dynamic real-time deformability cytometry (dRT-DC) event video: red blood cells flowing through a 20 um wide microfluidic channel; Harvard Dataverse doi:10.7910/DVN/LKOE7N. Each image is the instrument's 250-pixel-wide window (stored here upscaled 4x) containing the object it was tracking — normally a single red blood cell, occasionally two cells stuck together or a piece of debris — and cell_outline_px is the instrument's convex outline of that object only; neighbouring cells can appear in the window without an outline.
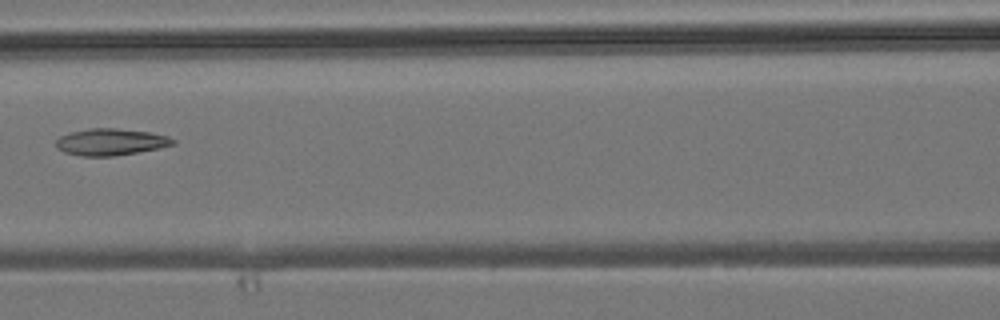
{"species": "common noctule bat (a hibernating species)", "species_latin": "Nyctalus noctula", "temperature_condition": "room temperature", "stored_images_in_passage": 4, "camera_frame_rate_fps": 3000, "um_per_image_px": 0.085, "animal": {"sex": "male", "body_mass_g": 19.2, "forearm_length_mm": 51.8}, "frame": {"image": 1, "passage_image": 4, "time_ms": 3.333, "image_size_px": [1000, 320], "cell_outline_px": [[176, 144], [160, 148], [116, 156], [80, 156], [64, 152], [56, 148], [56, 140], [60, 136], [72, 132], [88, 128], [116, 128], [148, 132], [168, 136], [176, 140]], "centroid_in_image_um": [9.42, 12.07], "position_along_channel_um": 157.2, "area_um2": 18.32}}